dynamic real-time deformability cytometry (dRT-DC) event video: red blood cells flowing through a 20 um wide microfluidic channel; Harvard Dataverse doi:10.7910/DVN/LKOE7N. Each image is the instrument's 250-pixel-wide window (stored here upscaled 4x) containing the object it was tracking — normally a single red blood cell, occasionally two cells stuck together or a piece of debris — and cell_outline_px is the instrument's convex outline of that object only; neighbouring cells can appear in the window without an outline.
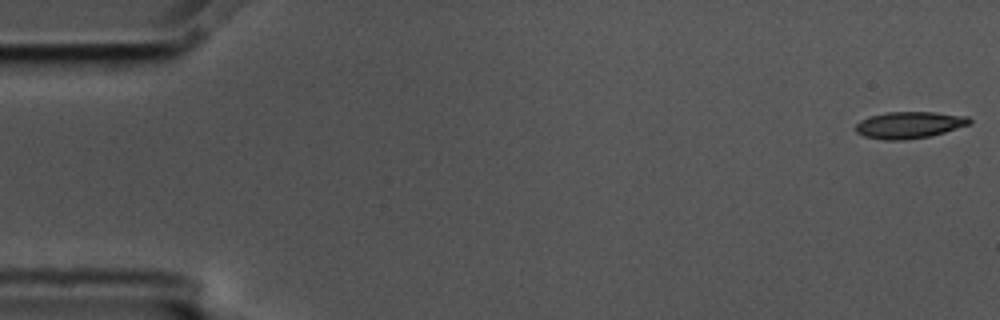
{"species": "common noctule bat (a hibernating species)", "species_latin": "Nyctalus noctula", "temperature_condition": "cold", "stored_images_in_passage": 56, "camera_frame_rate_fps": 3000, "um_per_image_px": 0.085, "animal": {"sex": "male", "body_mass_g": 17.5, "forearm_length_mm": 52.3}, "frame": {"image": 1, "passage_image": 1, "time_ms": 0.0, "image_size_px": [1000, 320], "cell_outline_px": [[972, 124], [944, 132], [928, 136], [904, 140], [884, 140], [864, 136], [856, 132], [856, 124], [860, 120], [868, 116], [888, 112], [936, 112], [968, 116], [972, 120]], "centroid_in_image_um": [77.3, 10.61], "position_along_channel_um": 7.7, "area_um2": 17.8}}
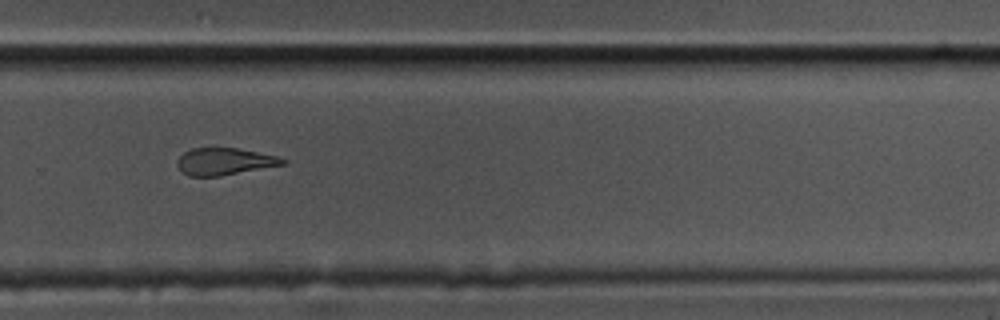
{"frame": {"image": 2, "passage_image": 38, "time_ms": 12.333, "image_size_px": [1000, 320], "cell_outline_px": [[288, 164], [220, 176], [188, 176], [176, 164], [176, 160], [184, 152], [192, 148], [236, 148], [280, 156], [288, 160]], "centroid_in_image_um": [19.14, 13.72], "position_along_channel_um": 310.7, "area_um2": 16.76}}
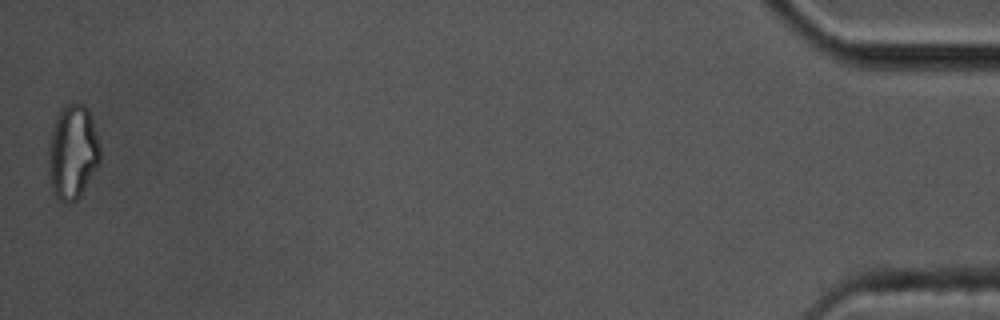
{"frame": {"image": 3, "passage_image": 56, "time_ms": 18.333, "image_size_px": [1000, 320], "cell_outline_px": [[100, 160], [80, 196], [76, 200], [68, 204], [64, 204], [56, 200], [52, 192], [48, 176], [48, 140], [56, 116], [60, 108], [64, 104], [84, 104], [88, 108], [92, 120], [100, 148]], "centroid_in_image_um": [6.12, 12.96], "position_along_channel_um": 429.1, "area_um2": 28.84}, "authors_computed_cell_mechanics": {"area_um2": 18.207, "velocity_mm_per_s": 3.5611, "shape_relaxation_time_tau1_ms": null, "shape_relaxation_time_tau2_ms": 8.6983, "deformation_change_tau1": null, "deformation_change_tau2": 0.1971}}